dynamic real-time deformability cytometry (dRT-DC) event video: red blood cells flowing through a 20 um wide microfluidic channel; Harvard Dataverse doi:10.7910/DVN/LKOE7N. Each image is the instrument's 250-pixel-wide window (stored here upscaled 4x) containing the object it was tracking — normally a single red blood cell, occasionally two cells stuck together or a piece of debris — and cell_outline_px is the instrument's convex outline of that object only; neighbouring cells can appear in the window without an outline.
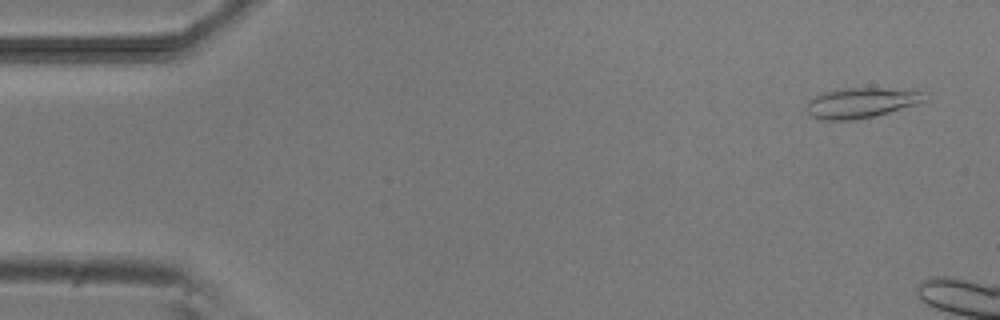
{"species": "common noctule bat (a hibernating species)", "species_latin": "Nyctalus noctula", "temperature_condition": "room temperature", "stored_images_in_passage": 3, "camera_frame_rate_fps": 3000, "um_per_image_px": 0.085, "animal": {"sex": "male", "body_mass_g": 20.5, "forearm_length_mm": 52.5}, "frame": {"image": 1, "passage_image": 1, "time_ms": 0.0, "image_size_px": [1000, 320], "cell_outline_px": [[928, 100], [916, 104], [888, 112], [872, 116], [852, 120], [820, 120], [808, 116], [804, 108], [804, 104], [808, 100], [824, 92], [836, 88], [884, 88], [924, 92]], "centroid_in_image_um": [73.1, 8.74], "position_along_channel_um": 11.9, "area_um2": 20.98}}